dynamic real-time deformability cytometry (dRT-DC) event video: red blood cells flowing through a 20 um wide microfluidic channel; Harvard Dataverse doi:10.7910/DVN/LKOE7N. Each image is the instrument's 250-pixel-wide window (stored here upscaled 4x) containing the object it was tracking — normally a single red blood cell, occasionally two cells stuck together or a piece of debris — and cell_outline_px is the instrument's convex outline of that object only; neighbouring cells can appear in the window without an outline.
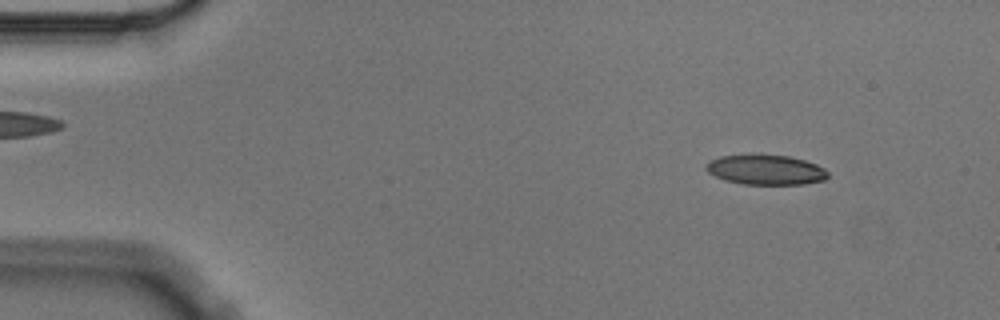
{"species": "Egyptian fruit bat (a non-hibernating species)", "species_latin": "Rousettus aegyptiacus", "temperature_condition": "cold", "stored_images_in_passage": 7, "camera_frame_rate_fps": 3000, "um_per_image_px": 0.085, "animal": {"sex": "male"}, "frame": {"image": 1, "passage_image": 1, "time_ms": 0.0, "image_size_px": [1000, 320], "cell_outline_px": [[828, 176], [824, 180], [804, 184], [744, 184], [724, 180], [708, 172], [704, 168], [712, 160], [720, 156], [788, 156], [804, 160], [816, 164], [824, 168], [828, 172]], "centroid_in_image_um": [65.12, 14.46], "position_along_channel_um": 19.9, "area_um2": 20.69}}
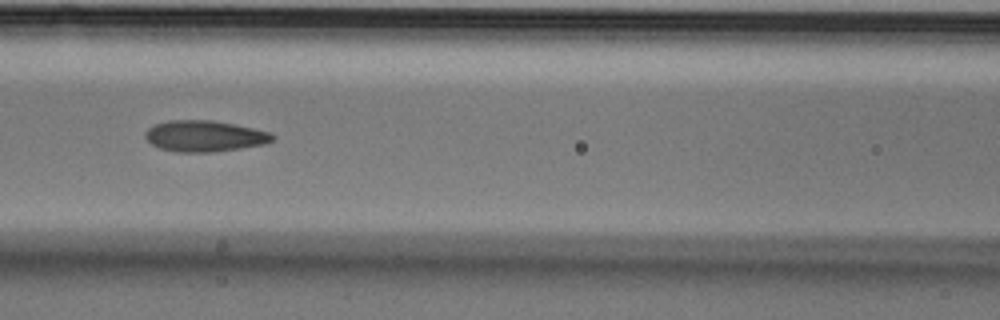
{"frame": {"image": 2, "passage_image": 6, "time_ms": 1.667, "image_size_px": [1000, 320], "cell_outline_px": [[276, 136], [272, 140], [264, 144], [240, 148], [212, 152], [176, 152], [160, 148], [152, 144], [144, 136], [144, 132], [148, 128], [156, 124], [168, 120], [212, 120], [236, 124], [272, 132]], "centroid_in_image_um": [17.4, 11.56], "position_along_channel_um": 149.2, "area_um2": 23.18}}
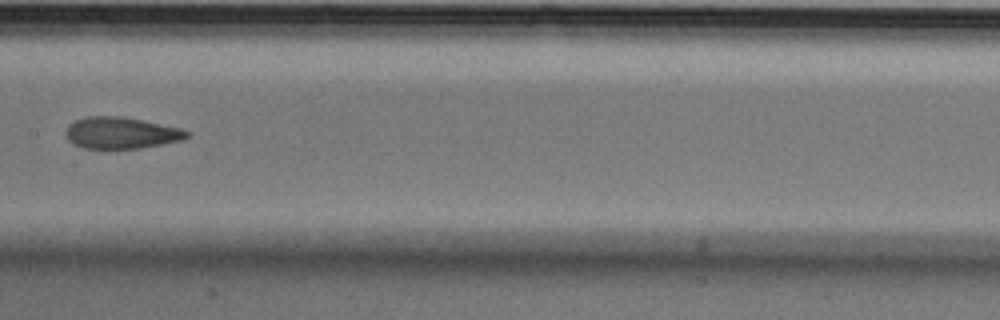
{"frame": {"image": 3, "passage_image": 7, "time_ms": 2.0, "image_size_px": [1000, 320], "cell_outline_px": [[192, 132], [184, 140], [140, 148], [84, 148], [72, 144], [68, 140], [64, 132], [68, 124], [84, 116], [120, 116], [144, 120], [180, 128]], "centroid_in_image_um": [10.28, 11.29], "position_along_channel_um": 197.1, "area_um2": 22.48}}